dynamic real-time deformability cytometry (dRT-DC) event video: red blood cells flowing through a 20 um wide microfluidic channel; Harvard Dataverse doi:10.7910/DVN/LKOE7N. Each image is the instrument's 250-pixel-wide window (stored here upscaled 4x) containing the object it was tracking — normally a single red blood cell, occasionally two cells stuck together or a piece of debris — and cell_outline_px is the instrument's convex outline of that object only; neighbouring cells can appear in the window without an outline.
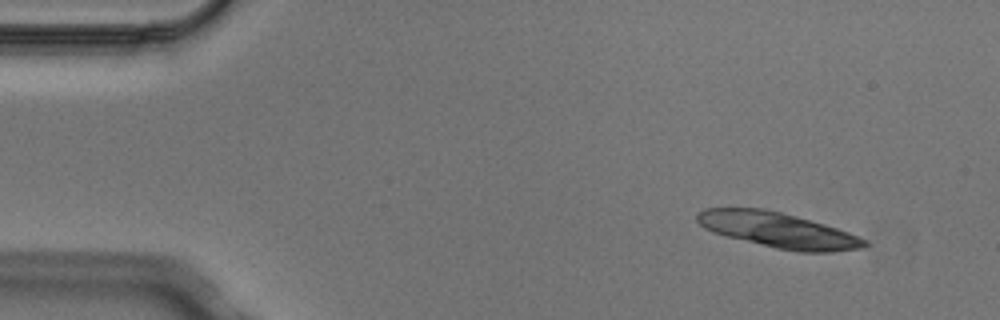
{"species": "Egyptian fruit bat (a non-hibernating species)", "species_latin": "Rousettus aegyptiacus", "temperature_condition": "cold", "stored_images_in_passage": 4, "camera_frame_rate_fps": 3000, "um_per_image_px": 0.085, "animal": {"sex": "male"}, "frame": {"image": 1, "passage_image": 1, "time_ms": 0.0, "image_size_px": [1000, 320], "cell_outline_px": [[868, 244], [860, 248], [832, 252], [800, 252], [776, 248], [712, 232], [704, 228], [696, 220], [696, 212], [704, 208], [764, 208], [796, 216], [824, 224], [848, 232], [868, 240]], "centroid_in_image_um": [66.11, 19.55], "position_along_channel_um": 18.9, "area_um2": 34.16}}
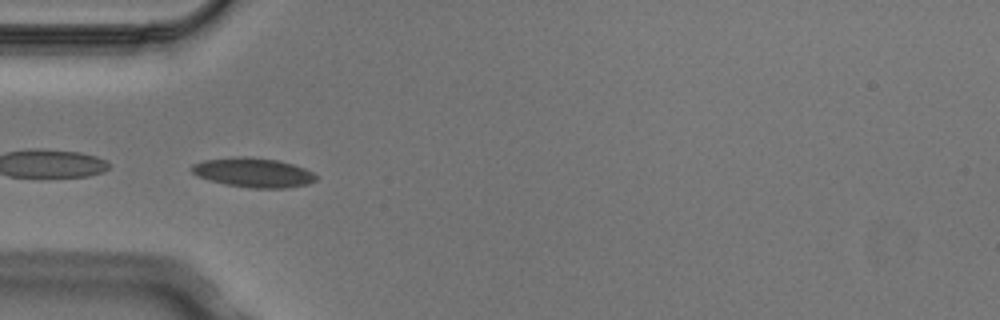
{"frame": {"image": 2, "passage_image": 4, "time_ms": 1.0, "image_size_px": [1000, 320], "cell_outline_px": [[320, 176], [316, 180], [308, 184], [284, 188], [248, 188], [228, 184], [212, 180], [200, 176], [192, 172], [192, 164], [204, 160], [232, 156], [248, 156], [280, 160], [304, 168]], "centroid_in_image_um": [21.58, 14.65], "position_along_channel_um": 63.4, "area_um2": 21.33}}